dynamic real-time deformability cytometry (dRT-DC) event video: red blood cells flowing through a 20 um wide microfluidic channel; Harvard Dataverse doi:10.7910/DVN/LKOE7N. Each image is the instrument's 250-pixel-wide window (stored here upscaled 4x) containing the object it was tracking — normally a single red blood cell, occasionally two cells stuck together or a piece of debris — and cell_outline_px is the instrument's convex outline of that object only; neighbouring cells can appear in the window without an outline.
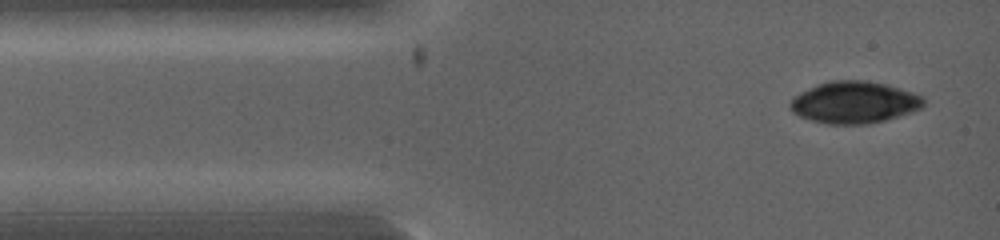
{"species": "common noctule bat (a hibernating species)", "species_latin": "Nyctalus noctula", "temperature_condition": "warm", "stored_images_in_passage": 8, "camera_frame_rate_fps": 5000, "um_per_image_px": 0.085, "animal": {"sex": "female", "body_mass_g": 19.0, "forearm_length_mm": 53.3}, "frame": {"image": 1, "passage_image": 1, "time_ms": 0.0, "image_size_px": [1000, 240], "cell_outline_px": [[924, 104], [920, 108], [912, 112], [884, 120], [868, 124], [828, 124], [812, 120], [800, 116], [792, 112], [788, 104], [800, 92], [816, 84], [828, 80], [864, 80], [884, 84], [900, 88], [924, 96]], "centroid_in_image_um": [72.6, 8.69], "position_along_channel_um": 12.4, "area_um2": 32.54}}